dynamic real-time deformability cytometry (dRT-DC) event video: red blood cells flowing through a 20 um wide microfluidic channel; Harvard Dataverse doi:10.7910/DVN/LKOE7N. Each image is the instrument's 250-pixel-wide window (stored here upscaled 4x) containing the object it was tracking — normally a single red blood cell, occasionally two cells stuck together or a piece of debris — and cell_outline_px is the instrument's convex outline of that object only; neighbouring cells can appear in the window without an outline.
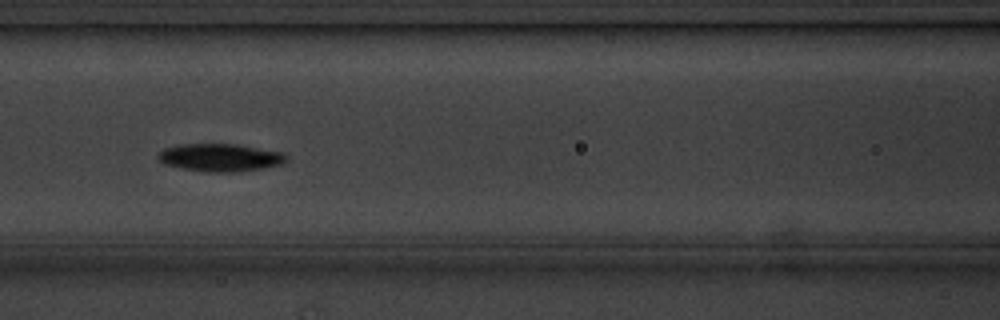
{"species": "common noctule bat (a hibernating species)", "species_latin": "Nyctalus noctula", "temperature_condition": "cold", "stored_images_in_passage": 10, "camera_frame_rate_fps": 3000, "um_per_image_px": 0.085, "animal": {"sex": "male", "body_mass_g": 20.1, "forearm_length_mm": 53.5}, "frame": {"image": 1, "passage_image": 7, "time_ms": 7.0, "image_size_px": [1000, 320], "cell_outline_px": [[288, 160], [284, 164], [264, 168], [240, 172], [208, 172], [184, 168], [164, 164], [156, 156], [164, 148], [180, 144], [236, 144], [284, 152], [288, 156]], "centroid_in_image_um": [18.78, 13.39], "position_along_channel_um": 147.8, "area_um2": 20.92}}
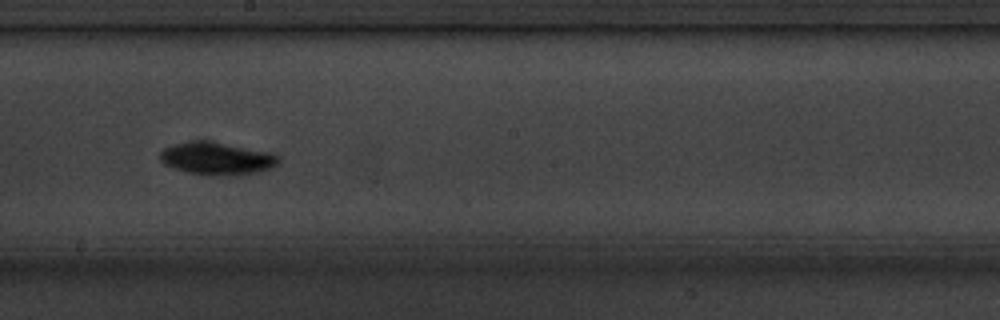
{"frame": {"image": 2, "passage_image": 9, "time_ms": 9.333, "image_size_px": [1000, 320], "cell_outline_px": [[280, 164], [272, 168], [260, 172], [244, 176], [200, 176], [184, 172], [172, 168], [164, 164], [160, 160], [160, 152], [164, 148], [176, 144], [200, 140], [208, 140], [272, 152], [280, 156]], "centroid_in_image_um": [18.49, 13.51], "position_along_channel_um": 229.7, "area_um2": 23.41}}